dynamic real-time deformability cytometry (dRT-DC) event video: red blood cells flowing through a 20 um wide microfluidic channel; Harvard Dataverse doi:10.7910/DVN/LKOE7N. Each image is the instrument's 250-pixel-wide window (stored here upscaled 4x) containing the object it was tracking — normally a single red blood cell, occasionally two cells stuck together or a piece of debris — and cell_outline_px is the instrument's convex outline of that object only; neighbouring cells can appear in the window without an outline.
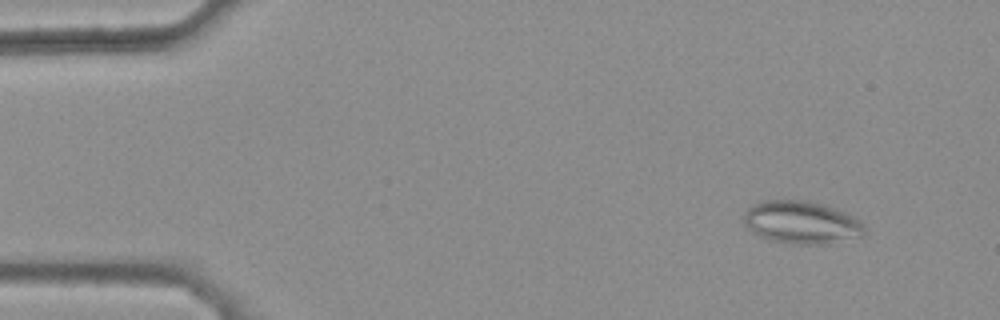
{"species": "common noctule bat (a hibernating species)", "species_latin": "Nyctalus noctula", "temperature_condition": "warm", "stored_images_in_passage": 44, "camera_frame_rate_fps": 3000, "um_per_image_px": 0.085, "animal": {"sex": "female", "body_mass_g": 25.1}, "frame": {"image": 1, "passage_image": 5, "time_ms": 1.333, "image_size_px": [1000, 320], "cell_outline_px": [[864, 236], [828, 244], [792, 244], [760, 236], [752, 232], [744, 224], [744, 216], [748, 208], [752, 204], [760, 200], [804, 200], [824, 204], [848, 212], [860, 220], [864, 224]], "centroid_in_image_um": [68.17, 18.89], "position_along_channel_um": 16.8, "area_um2": 30.35}}
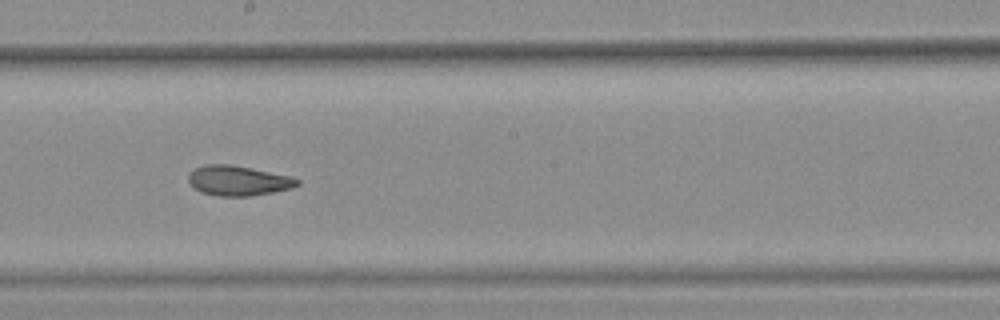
{"frame": {"image": 2, "passage_image": 29, "time_ms": 9.333, "image_size_px": [1000, 320], "cell_outline_px": [[300, 184], [292, 188], [252, 196], [216, 196], [200, 192], [188, 180], [188, 176], [196, 168], [204, 164], [228, 164], [292, 176], [300, 180]], "centroid_in_image_um": [20.27, 15.36], "position_along_channel_um": 227.9, "area_um2": 18.9}}
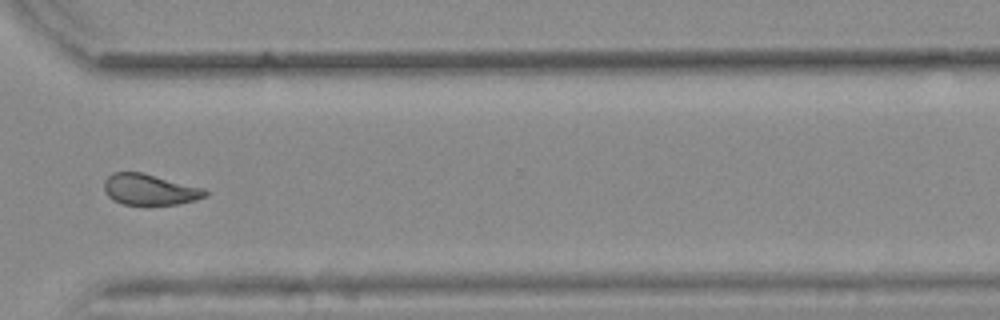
{"frame": {"image": 3, "passage_image": 39, "time_ms": 12.667, "image_size_px": [1000, 320], "cell_outline_px": [[208, 196], [196, 200], [176, 204], [148, 208], [144, 208], [124, 204], [112, 200], [104, 192], [104, 180], [112, 172], [140, 172], [204, 188], [208, 192]], "centroid_in_image_um": [12.71, 16.17], "position_along_channel_um": 357.9, "area_um2": 18.96}, "authors_computed_cell_mechanics": {"area_um2": 19.7387, "velocity_mm_per_s": 3.8829, "shape_relaxation_time_tau1_ms": null, "shape_relaxation_time_tau2_ms": 2.799, "deformation_change_tau1": null, "deformation_change_tau2": 0.0916}}